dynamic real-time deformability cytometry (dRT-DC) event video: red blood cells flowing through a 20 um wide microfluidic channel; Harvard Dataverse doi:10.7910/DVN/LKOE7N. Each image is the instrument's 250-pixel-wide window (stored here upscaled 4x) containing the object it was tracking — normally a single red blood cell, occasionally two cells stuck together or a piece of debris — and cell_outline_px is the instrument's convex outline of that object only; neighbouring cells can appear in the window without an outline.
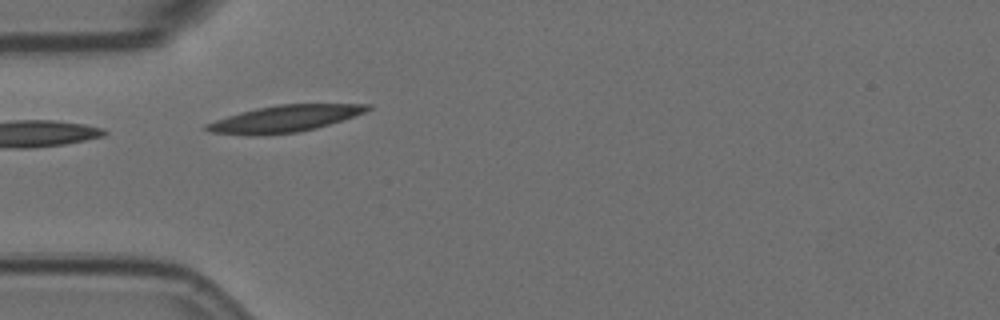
{"species": "Egyptian fruit bat (a non-hibernating species)", "species_latin": "Rousettus aegyptiacus", "temperature_condition": "room temperature", "stored_images_in_passage": 13, "camera_frame_rate_fps": 3000, "um_per_image_px": 0.085, "animal": {"sex": "female"}, "frame": {"image": 1, "passage_image": 3, "time_ms": 0.667, "image_size_px": [1000, 320], "cell_outline_px": [[372, 108], [364, 112], [316, 128], [296, 132], [256, 136], [248, 136], [212, 132], [204, 128], [204, 124], [240, 112], [256, 108], [280, 104], [372, 104]], "centroid_in_image_um": [24.15, 10.09], "position_along_channel_um": 60.9, "area_um2": 24.8}}